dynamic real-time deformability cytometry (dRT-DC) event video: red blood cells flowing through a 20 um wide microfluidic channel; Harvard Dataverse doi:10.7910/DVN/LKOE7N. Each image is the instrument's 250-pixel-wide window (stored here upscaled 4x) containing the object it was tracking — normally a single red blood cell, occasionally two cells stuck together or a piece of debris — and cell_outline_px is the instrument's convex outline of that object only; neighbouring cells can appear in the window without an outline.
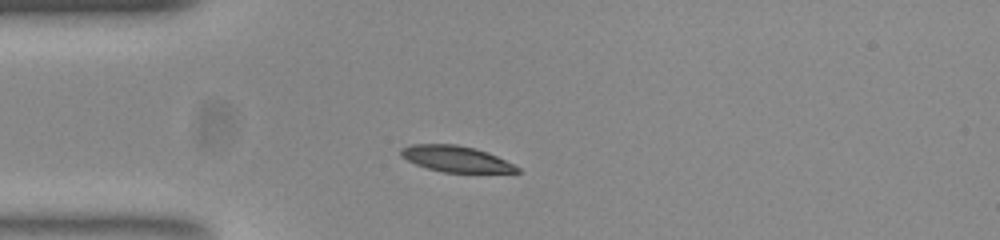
{"species": "common noctule bat (a hibernating species)", "species_latin": "Nyctalus noctula", "temperature_condition": "room temperature", "stored_images_in_passage": 40, "camera_frame_rate_fps": 3000, "um_per_image_px": 0.085, "animal": {"sex": "female", "body_mass_g": 23.0, "forearm_length_mm": 53.4}, "frame": {"image": 1, "passage_image": 1, "time_ms": 0.0, "image_size_px": [1000, 240], "cell_outline_px": [[520, 172], [444, 172], [428, 168], [416, 164], [400, 156], [400, 148], [412, 144], [456, 144], [488, 152], [520, 168]], "centroid_in_image_um": [38.71, 13.49], "position_along_channel_um": 46.3, "area_um2": 17.34}}
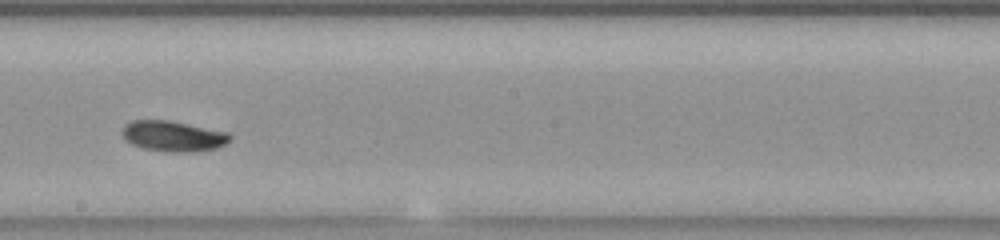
{"frame": {"image": 2, "passage_image": 17, "time_ms": 5.333, "image_size_px": [1000, 240], "cell_outline_px": [[232, 136], [224, 144], [216, 148], [192, 152], [168, 152], [144, 148], [132, 144], [120, 132], [124, 124], [132, 120], [168, 120], [228, 132]], "centroid_in_image_um": [14.69, 11.56], "position_along_channel_um": 233.5, "area_um2": 19.07}}
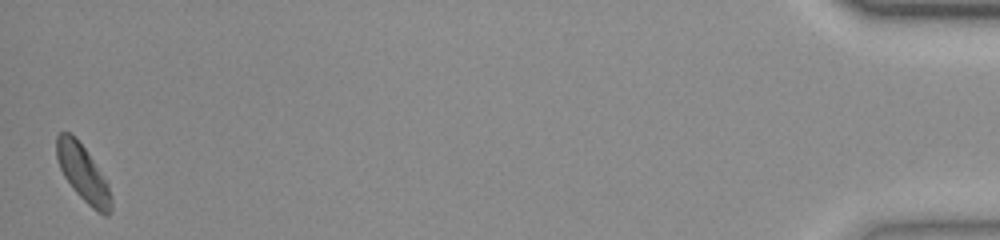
{"frame": {"image": 3, "passage_image": 40, "time_ms": 13.0, "image_size_px": [1000, 240], "cell_outline_px": [[112, 212], [108, 216], [104, 216], [96, 212], [72, 188], [64, 176], [60, 168], [56, 156], [56, 136], [60, 132], [68, 132], [84, 148], [108, 184], [112, 196]], "centroid_in_image_um": [7.07, 14.8], "position_along_channel_um": 428.1, "area_um2": 17.69}, "authors_computed_cell_mechanics": {"area_um2": 18.3515, "velocity_mm_per_s": 3.8119, "shape_relaxation_time_tau1_ms": 5.1464, "shape_relaxation_time_tau2_ms": 9.7022, "deformation_change_tau1": 0.1242, "deformation_change_tau2": 0.1363}}